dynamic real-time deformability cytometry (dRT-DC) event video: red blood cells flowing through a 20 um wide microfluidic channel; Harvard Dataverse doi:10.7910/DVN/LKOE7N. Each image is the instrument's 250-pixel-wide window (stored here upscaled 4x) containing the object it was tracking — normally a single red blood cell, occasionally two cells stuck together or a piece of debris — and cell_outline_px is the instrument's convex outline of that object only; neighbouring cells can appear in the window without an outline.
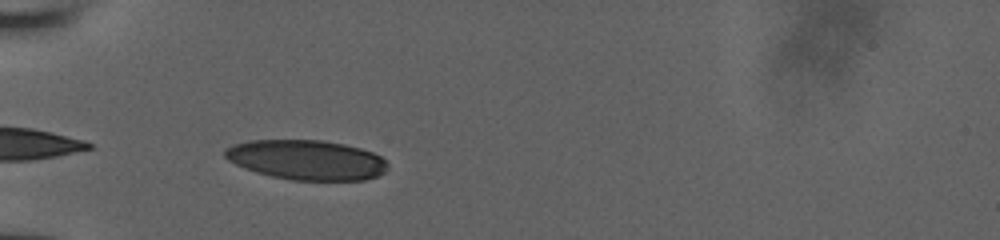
{"species": "human", "species_latin": "Homo sapiens", "temperature_condition": "room temperature", "stored_images_in_passage": 23, "camera_frame_rate_fps": 3000, "um_per_image_px": 0.085, "donor": {"sex": "male"}, "frame": {"image": 1, "passage_image": 1, "time_ms": 0.0, "image_size_px": [1000, 240], "cell_outline_px": [[384, 172], [376, 176], [364, 180], [292, 180], [272, 176], [256, 172], [244, 168], [228, 160], [224, 156], [224, 148], [232, 144], [252, 140], [320, 140], [344, 144], [360, 148], [372, 152], [380, 156], [384, 160]], "centroid_in_image_um": [26.0, 13.58], "position_along_channel_um": 59.0, "area_um2": 37.51}}
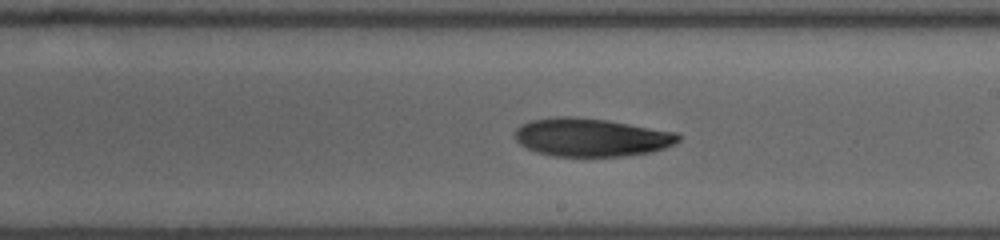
{"frame": {"image": 2, "passage_image": 12, "time_ms": 3.667, "image_size_px": [1000, 240], "cell_outline_px": [[680, 140], [664, 148], [652, 152], [620, 156], [552, 156], [536, 152], [520, 144], [516, 140], [516, 128], [520, 124], [532, 120], [552, 116], [572, 116], [608, 120], [676, 132], [680, 136]], "centroid_in_image_um": [50.23, 11.66], "position_along_channel_um": 238.8, "area_um2": 36.41}}
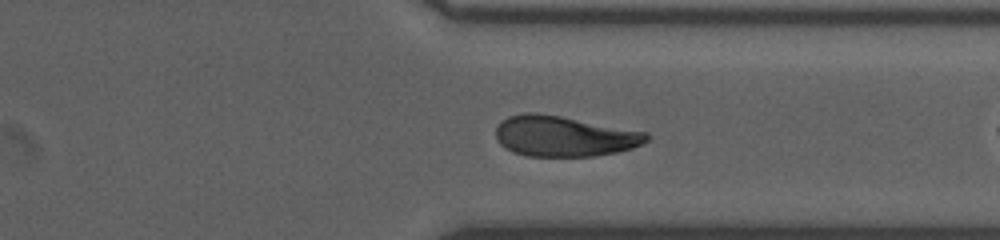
{"frame": {"image": 3, "passage_image": 21, "time_ms": 6.667, "image_size_px": [1000, 240], "cell_outline_px": [[648, 140], [632, 148], [616, 152], [592, 156], [528, 156], [512, 152], [500, 144], [496, 140], [496, 128], [500, 120], [508, 116], [524, 112], [536, 112], [560, 116], [648, 132]], "centroid_in_image_um": [47.89, 11.57], "position_along_channel_um": 363.5, "area_um2": 35.66}}